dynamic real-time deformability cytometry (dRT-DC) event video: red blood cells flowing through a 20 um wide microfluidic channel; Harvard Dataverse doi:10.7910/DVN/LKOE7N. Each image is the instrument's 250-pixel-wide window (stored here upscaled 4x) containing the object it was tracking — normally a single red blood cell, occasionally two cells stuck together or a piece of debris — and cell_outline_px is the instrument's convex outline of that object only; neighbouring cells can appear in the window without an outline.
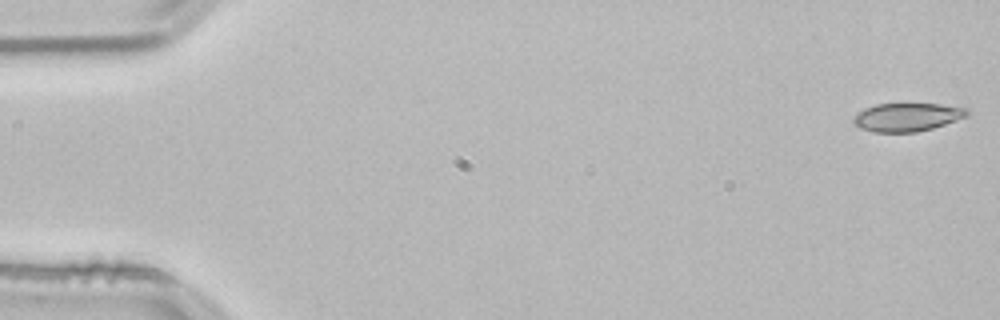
{"species": "common noctule bat (a hibernating species)", "species_latin": "Nyctalus noctula", "temperature_condition": "room temperature", "stored_images_in_passage": 53, "camera_frame_rate_fps": 3000, "um_per_image_px": 0.085, "animal": {"sex": "male", "body_mass_g": 21.5, "forearm_length_mm": 52.0}, "frame": {"image": 1, "passage_image": 1, "time_ms": 0.0, "image_size_px": [1000, 320], "cell_outline_px": [[968, 116], [932, 128], [916, 132], [872, 132], [860, 128], [852, 120], [852, 116], [876, 104], [904, 100], [940, 104], [968, 108]], "centroid_in_image_um": [77.11, 9.9], "position_along_channel_um": 7.9, "area_um2": 19.48}}
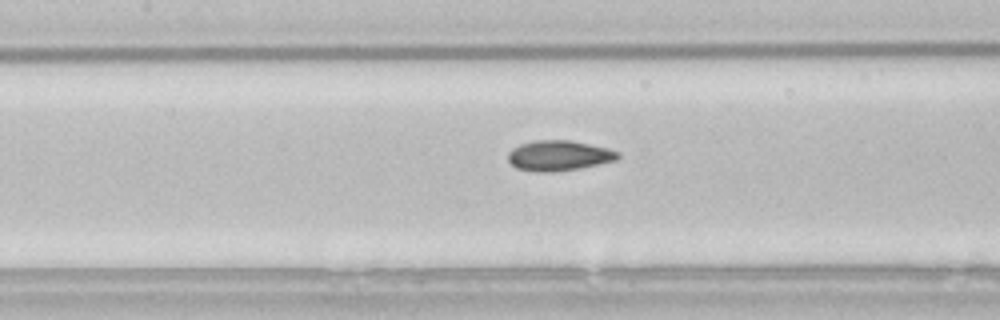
{"frame": {"image": 2, "passage_image": 24, "time_ms": 7.667, "image_size_px": [1000, 320], "cell_outline_px": [[620, 156], [616, 160], [580, 168], [552, 172], [532, 172], [516, 168], [508, 160], [508, 152], [512, 148], [520, 144], [532, 140], [568, 140], [608, 148], [620, 152]], "centroid_in_image_um": [47.47, 13.23], "position_along_channel_um": 159.9, "area_um2": 19.48}}
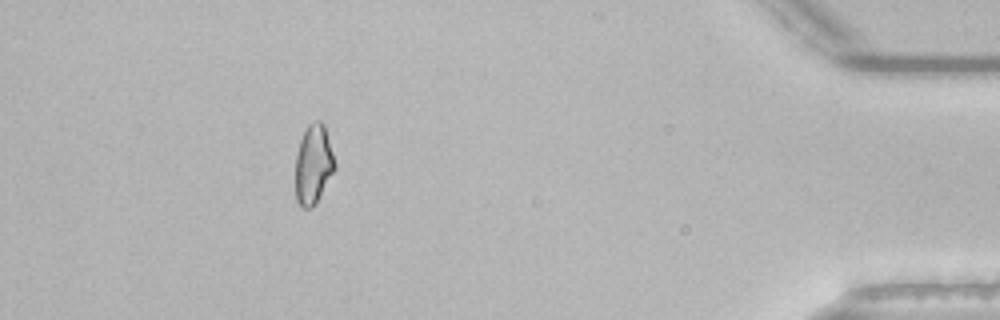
{"frame": {"image": 3, "passage_image": 48, "time_ms": 15.667, "image_size_px": [1000, 320], "cell_outline_px": [[336, 168], [316, 204], [312, 208], [300, 208], [296, 200], [296, 156], [300, 140], [308, 124], [312, 120], [320, 120], [324, 124], [336, 164]], "centroid_in_image_um": [26.64, 13.99], "position_along_channel_um": 408.6, "area_um2": 18.38}, "authors_computed_cell_mechanics": {"area_um2": 18.8428, "velocity_mm_per_s": 3.8159, "shape_relaxation_time_tau1_ms": 9.5735, "shape_relaxation_time_tau2_ms": 2.0806, "deformation_change_tau1": 0.1583, "deformation_change_tau2": 0.0565}}